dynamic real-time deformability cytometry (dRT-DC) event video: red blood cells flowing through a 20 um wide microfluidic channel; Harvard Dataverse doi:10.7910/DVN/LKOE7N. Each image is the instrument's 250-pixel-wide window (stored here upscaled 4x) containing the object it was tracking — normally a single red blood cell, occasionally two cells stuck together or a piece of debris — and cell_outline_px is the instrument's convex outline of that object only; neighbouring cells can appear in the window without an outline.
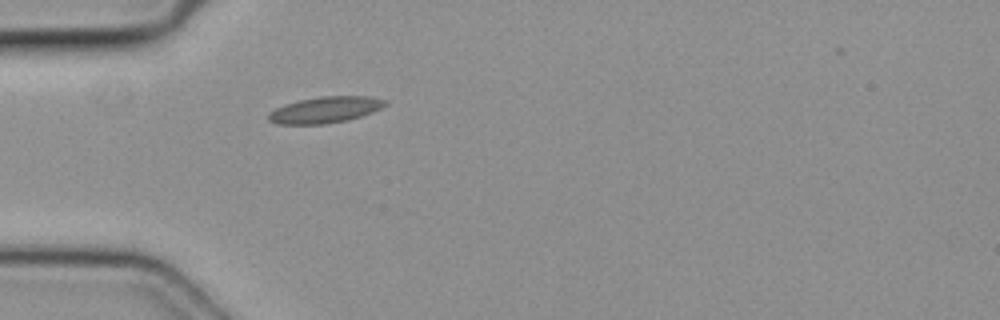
{"species": "common noctule bat (a hibernating species)", "species_latin": "Nyctalus noctula", "temperature_condition": "cold", "stored_images_in_passage": 1, "camera_frame_rate_fps": 3000, "um_per_image_px": 0.085, "animal": {"sex": "female", "body_mass_g": 19.3, "forearm_length_mm": 54.1}, "frame": {"image": 1, "passage_image": 1, "time_ms": 0.0, "image_size_px": [1000, 320], "cell_outline_px": [[388, 104], [372, 112], [348, 120], [324, 124], [276, 124], [268, 120], [268, 112], [284, 104], [300, 100], [320, 96], [372, 96], [388, 100]], "centroid_in_image_um": [27.65, 9.33], "position_along_channel_um": 57.4, "area_um2": 17.98}}